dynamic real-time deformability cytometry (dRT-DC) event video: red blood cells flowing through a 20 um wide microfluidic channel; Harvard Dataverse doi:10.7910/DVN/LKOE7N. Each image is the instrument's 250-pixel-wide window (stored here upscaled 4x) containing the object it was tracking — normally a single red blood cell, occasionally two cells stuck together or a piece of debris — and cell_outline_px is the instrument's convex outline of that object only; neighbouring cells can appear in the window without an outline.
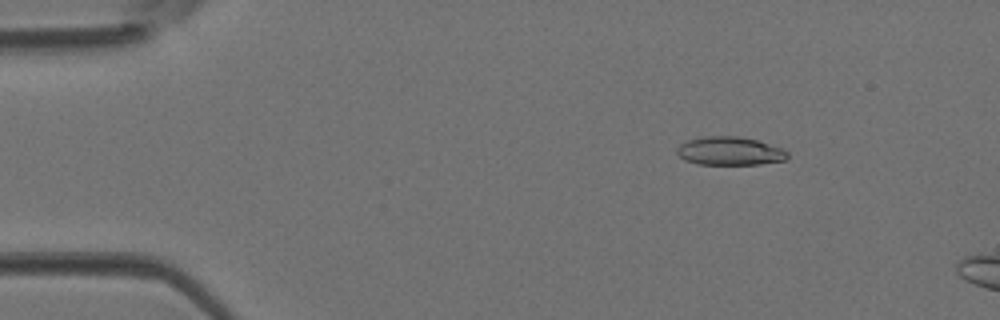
{"species": "Egyptian fruit bat (a non-hibernating species)", "species_latin": "Rousettus aegyptiacus", "temperature_condition": "room temperature", "stored_images_in_passage": 11, "camera_frame_rate_fps": 3000, "um_per_image_px": 0.085, "animal": {"sex": "female"}, "frame": {"image": 1, "passage_image": 7, "time_ms": 2.0, "image_size_px": [1000, 320], "cell_outline_px": [[788, 160], [760, 164], [700, 164], [684, 160], [676, 152], [676, 148], [680, 144], [688, 140], [704, 136], [736, 136], [756, 140], [780, 148], [788, 152]], "centroid_in_image_um": [62.02, 12.84], "position_along_channel_um": 23.0, "area_um2": 18.21}}